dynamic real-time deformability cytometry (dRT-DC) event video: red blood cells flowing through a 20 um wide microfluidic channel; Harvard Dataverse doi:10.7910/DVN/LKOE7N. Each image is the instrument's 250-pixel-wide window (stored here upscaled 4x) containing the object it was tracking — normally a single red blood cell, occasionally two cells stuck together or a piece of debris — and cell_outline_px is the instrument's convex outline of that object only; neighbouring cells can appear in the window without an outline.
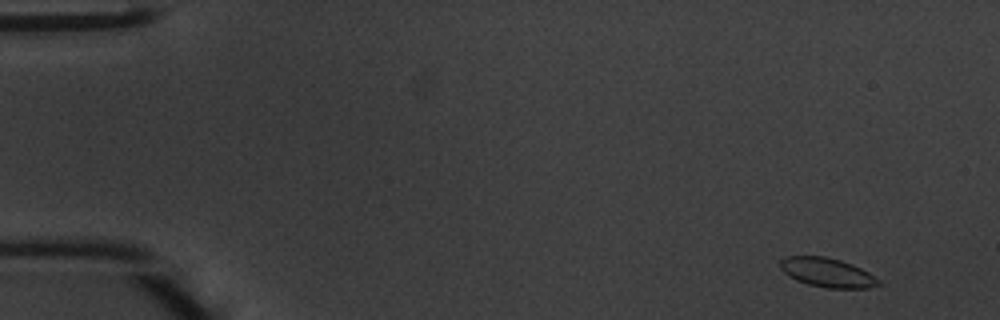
{"species": "common noctule bat (a hibernating species)", "species_latin": "Nyctalus noctula", "temperature_condition": "warm", "stored_images_in_passage": 47, "camera_frame_rate_fps": 3000, "um_per_image_px": 0.085, "animal": {"sex": "male", "body_mass_g": 20.1, "forearm_length_mm": 53.5}, "frame": {"image": 1, "passage_image": 2, "time_ms": 0.333, "image_size_px": [1000, 320], "cell_outline_px": [[884, 284], [868, 288], [828, 288], [808, 284], [796, 280], [788, 276], [780, 268], [780, 260], [788, 256], [824, 256], [840, 260], [852, 264], [868, 272], [880, 280]], "centroid_in_image_um": [70.34, 23.17], "position_along_channel_um": 14.7, "area_um2": 16.76}}
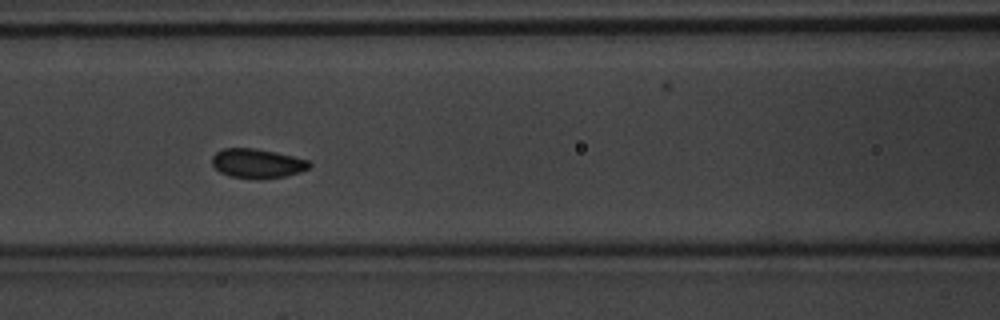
{"frame": {"image": 2, "passage_image": 20, "time_ms": 6.333, "image_size_px": [1000, 320], "cell_outline_px": [[312, 164], [308, 168], [300, 172], [284, 176], [260, 180], [232, 176], [220, 172], [212, 164], [212, 156], [216, 152], [224, 148], [256, 148], [276, 152], [308, 160]], "centroid_in_image_um": [21.87, 13.89], "position_along_channel_um": 144.7, "area_um2": 16.65}}
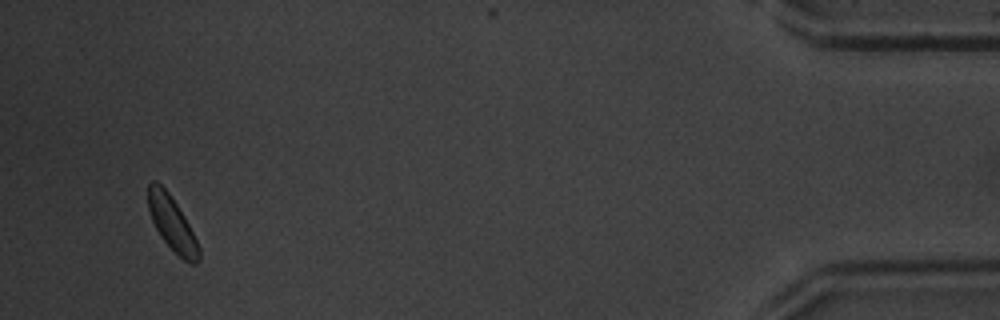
{"frame": {"image": 3, "passage_image": 45, "time_ms": 14.667, "image_size_px": [1000, 320], "cell_outline_px": [[200, 260], [196, 264], [192, 264], [184, 260], [160, 236], [152, 220], [148, 208], [148, 184], [152, 180], [156, 180], [168, 192], [184, 216], [200, 248]], "centroid_in_image_um": [14.62, 18.99], "position_along_channel_um": 420.6, "area_um2": 15.72}, "authors_computed_cell_mechanics": {"area_um2": 16.473, "velocity_mm_per_s": 4.1874, "shape_relaxation_time_tau1_ms": 0.83, "shape_relaxation_time_tau2_ms": null, "deformation_change_tau1": 0.061, "deformation_change_tau2": null}}